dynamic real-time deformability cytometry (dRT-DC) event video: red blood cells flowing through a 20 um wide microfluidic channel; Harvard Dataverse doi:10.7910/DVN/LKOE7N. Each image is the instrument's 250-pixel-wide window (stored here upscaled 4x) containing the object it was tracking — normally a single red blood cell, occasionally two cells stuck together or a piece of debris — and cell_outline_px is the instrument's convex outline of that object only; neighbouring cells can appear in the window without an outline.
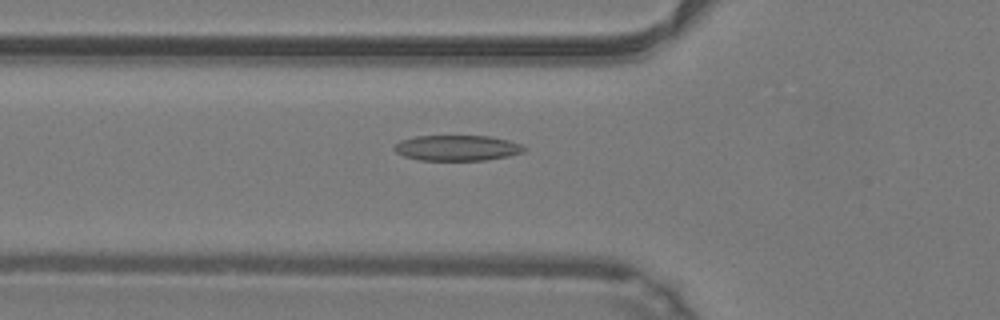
{"species": "common noctule bat (a hibernating species)", "species_latin": "Nyctalus noctula", "temperature_condition": "warm", "stored_images_in_passage": 46, "camera_frame_rate_fps": 3000, "um_per_image_px": 0.085, "animal": {"sex": "male", "body_mass_g": 19.2, "forearm_length_mm": 51.8}, "frame": {"image": 1, "passage_image": 17, "time_ms": 5.333, "image_size_px": [1000, 320], "cell_outline_px": [[528, 148], [524, 152], [508, 156], [484, 160], [420, 160], [404, 156], [396, 152], [392, 148], [400, 140], [416, 136], [488, 136], [508, 140], [520, 144]], "centroid_in_image_um": [38.86, 12.57], "position_along_channel_um": 86.9, "area_um2": 19.31}}
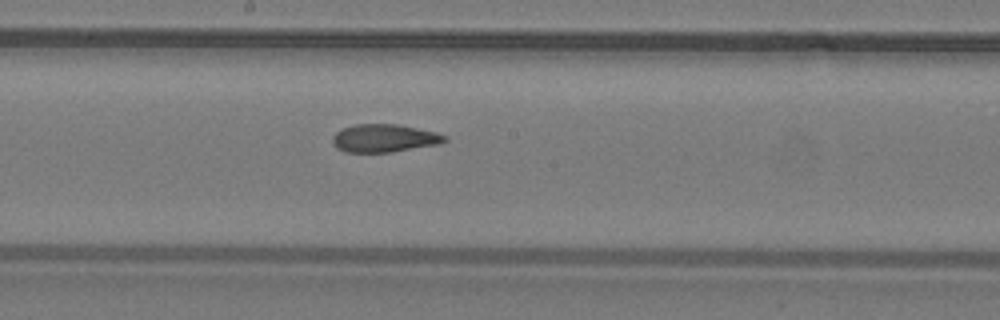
{"frame": {"image": 2, "passage_image": 26, "time_ms": 8.333, "image_size_px": [1000, 320], "cell_outline_px": [[448, 140], [440, 144], [388, 152], [344, 152], [336, 148], [332, 144], [332, 136], [336, 132], [344, 128], [356, 124], [400, 124], [436, 132], [444, 136]], "centroid_in_image_um": [32.63, 11.74], "position_along_channel_um": 215.6, "area_um2": 18.26}}
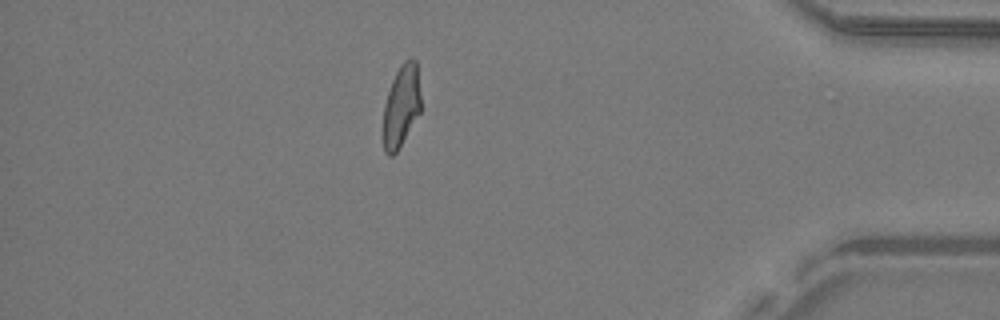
{"frame": {"image": 3, "passage_image": 42, "time_ms": 13.667, "image_size_px": [1000, 320], "cell_outline_px": [[420, 112], [396, 152], [392, 156], [388, 156], [384, 152], [384, 104], [392, 80], [400, 64], [404, 60], [412, 56], [416, 60], [420, 96]], "centroid_in_image_um": [34.11, 8.97], "position_along_channel_um": 401.1, "area_um2": 17.74}, "authors_computed_cell_mechanics": {"area_um2": 19.074, "velocity_mm_per_s": 4.2771, "shape_relaxation_time_tau1_ms": null, "shape_relaxation_time_tau2_ms": 2.2348, "deformation_change_tau1": null, "deformation_change_tau2": 0.1067}}